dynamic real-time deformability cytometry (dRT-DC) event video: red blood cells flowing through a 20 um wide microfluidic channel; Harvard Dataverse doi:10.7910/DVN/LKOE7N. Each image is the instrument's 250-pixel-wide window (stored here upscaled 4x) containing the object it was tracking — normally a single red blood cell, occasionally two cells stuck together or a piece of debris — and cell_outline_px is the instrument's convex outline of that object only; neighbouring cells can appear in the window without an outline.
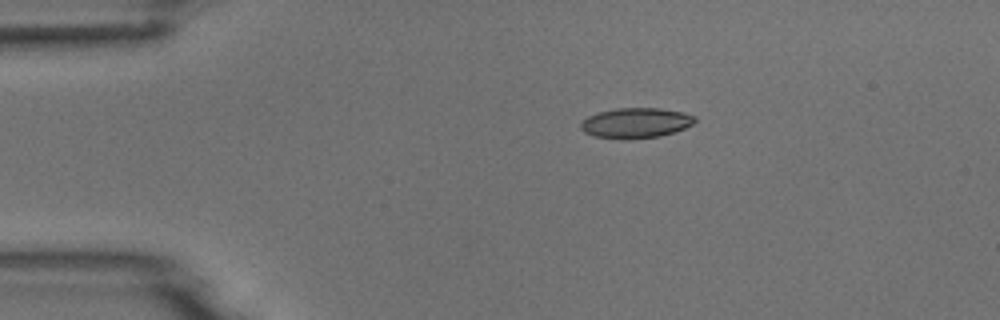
{"species": "common noctule bat (a hibernating species)", "species_latin": "Nyctalus noctula", "temperature_condition": "room temperature", "stored_images_in_passage": 9, "camera_frame_rate_fps": 3000, "um_per_image_px": 0.085, "animal": {"sex": "male", "body_mass_g": 18.8}, "frame": {"image": 1, "passage_image": 3, "time_ms": 2.333, "image_size_px": [1000, 320], "cell_outline_px": [[696, 120], [692, 124], [684, 128], [660, 136], [628, 140], [624, 140], [592, 136], [584, 132], [580, 128], [580, 124], [588, 116], [600, 112], [616, 108], [660, 108], [684, 112], [696, 116]], "centroid_in_image_um": [54.03, 10.46], "position_along_channel_um": 31.0, "area_um2": 20.23}}
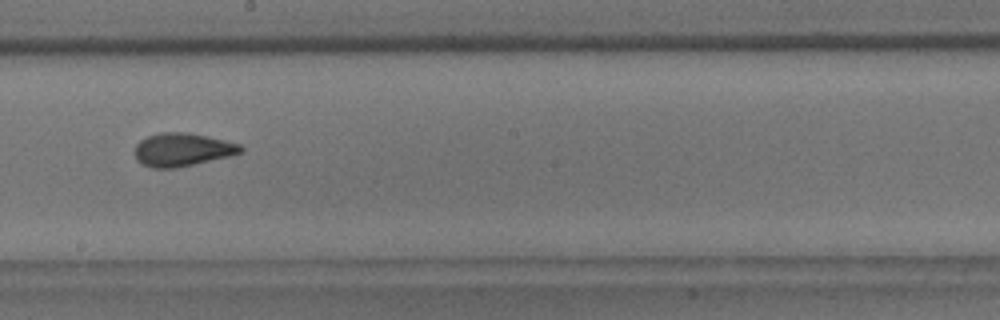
{"frame": {"image": 2, "passage_image": 9, "time_ms": 9.0, "image_size_px": [1000, 320], "cell_outline_px": [[244, 152], [228, 156], [176, 168], [152, 168], [140, 164], [136, 160], [136, 144], [140, 140], [148, 136], [160, 132], [184, 132], [224, 140], [240, 144], [244, 148]], "centroid_in_image_um": [15.48, 12.73], "position_along_channel_um": 232.7, "area_um2": 20.35}}